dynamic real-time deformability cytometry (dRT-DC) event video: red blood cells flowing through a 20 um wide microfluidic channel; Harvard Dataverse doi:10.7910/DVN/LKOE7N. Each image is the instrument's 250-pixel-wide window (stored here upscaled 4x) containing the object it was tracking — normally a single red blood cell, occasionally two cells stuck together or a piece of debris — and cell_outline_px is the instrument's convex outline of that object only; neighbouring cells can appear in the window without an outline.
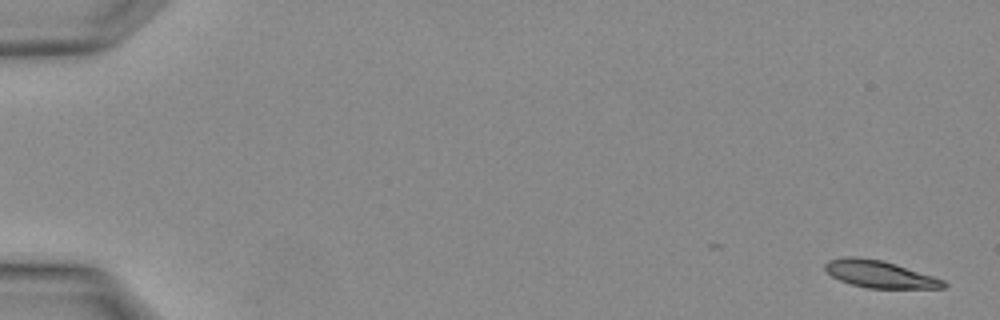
{"species": "Egyptian fruit bat (a non-hibernating species)", "species_latin": "Rousettus aegyptiacus", "temperature_condition": "warm", "stored_images_in_passage": 4, "camera_frame_rate_fps": 3000, "um_per_image_px": 0.085, "animal": {"sex": "female"}, "frame": {"image": 1, "passage_image": 1, "time_ms": 0.0, "image_size_px": [1000, 320], "cell_outline_px": [[948, 288], [868, 288], [852, 284], [840, 280], [832, 276], [824, 268], [824, 264], [828, 260], [844, 256], [856, 256], [880, 260], [896, 264], [944, 280], [948, 284]], "centroid_in_image_um": [74.76, 23.3], "position_along_channel_um": 10.2, "area_um2": 18.67}}